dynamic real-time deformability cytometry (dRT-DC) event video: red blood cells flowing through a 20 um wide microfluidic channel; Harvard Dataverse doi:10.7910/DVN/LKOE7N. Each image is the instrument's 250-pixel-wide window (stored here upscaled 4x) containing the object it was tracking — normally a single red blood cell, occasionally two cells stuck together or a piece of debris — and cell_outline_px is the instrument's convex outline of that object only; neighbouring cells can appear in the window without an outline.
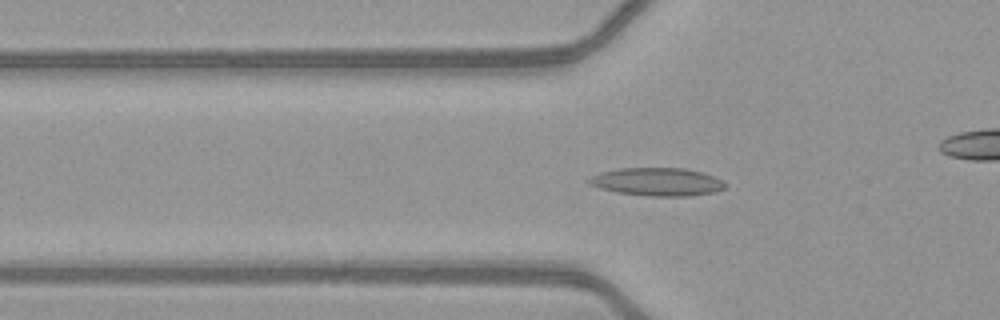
{"species": "common noctule bat (a hibernating species)", "species_latin": "Nyctalus noctula", "temperature_condition": "warm", "stored_images_in_passage": 46, "camera_frame_rate_fps": 3000, "um_per_image_px": 0.085, "animal": {"sex": "female", "body_mass_g": 21.9}, "frame": {"image": 1, "passage_image": 12, "time_ms": 3.667, "image_size_px": [1000, 320], "cell_outline_px": [[724, 188], [712, 192], [688, 196], [648, 196], [616, 192], [600, 188], [584, 180], [600, 172], [620, 168], [684, 168], [704, 172], [724, 180]], "centroid_in_image_um": [55.86, 15.44], "position_along_channel_um": 69.9, "area_um2": 22.25}}
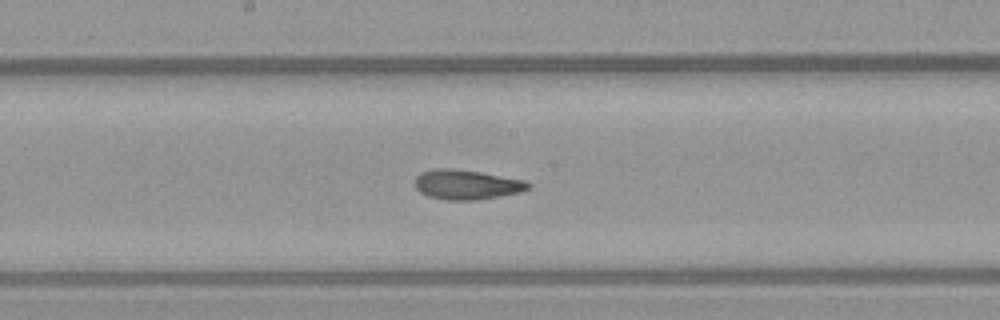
{"frame": {"image": 2, "passage_image": 22, "time_ms": 7.0, "image_size_px": [1000, 320], "cell_outline_px": [[532, 184], [528, 188], [520, 192], [476, 200], [444, 200], [428, 196], [420, 192], [416, 188], [416, 176], [420, 172], [436, 168], [452, 168], [480, 172], [528, 180]], "centroid_in_image_um": [39.67, 15.68], "position_along_channel_um": 208.5, "area_um2": 19.71}}
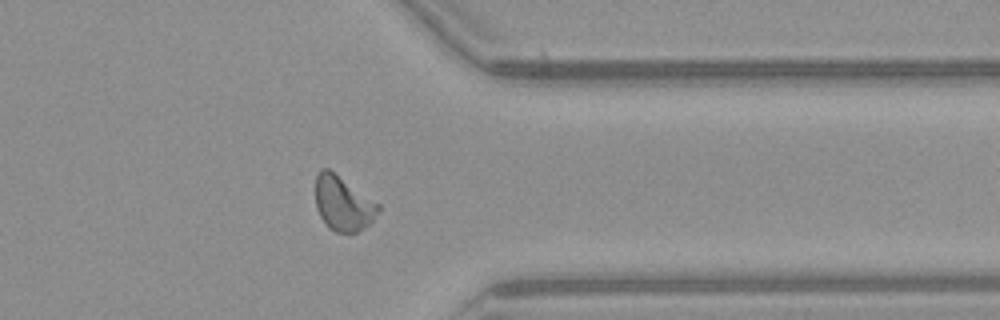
{"frame": {"image": 3, "passage_image": 35, "time_ms": 11.333, "image_size_px": [1000, 320], "cell_outline_px": [[380, 208], [372, 220], [368, 224], [356, 232], [336, 232], [328, 228], [324, 224], [316, 208], [316, 176], [320, 168], [328, 168], [380, 204]], "centroid_in_image_um": [29.13, 17.29], "position_along_channel_um": 382.3, "area_um2": 19.83}, "authors_computed_cell_mechanics": {"area_um2": 19.6809, "velocity_mm_per_s": 4.1383, "shape_relaxation_time_tau1_ms": 4.475, "shape_relaxation_time_tau2_ms": 1.6116, "deformation_change_tau1": 0.1746, "deformation_change_tau2": 0.0798}}